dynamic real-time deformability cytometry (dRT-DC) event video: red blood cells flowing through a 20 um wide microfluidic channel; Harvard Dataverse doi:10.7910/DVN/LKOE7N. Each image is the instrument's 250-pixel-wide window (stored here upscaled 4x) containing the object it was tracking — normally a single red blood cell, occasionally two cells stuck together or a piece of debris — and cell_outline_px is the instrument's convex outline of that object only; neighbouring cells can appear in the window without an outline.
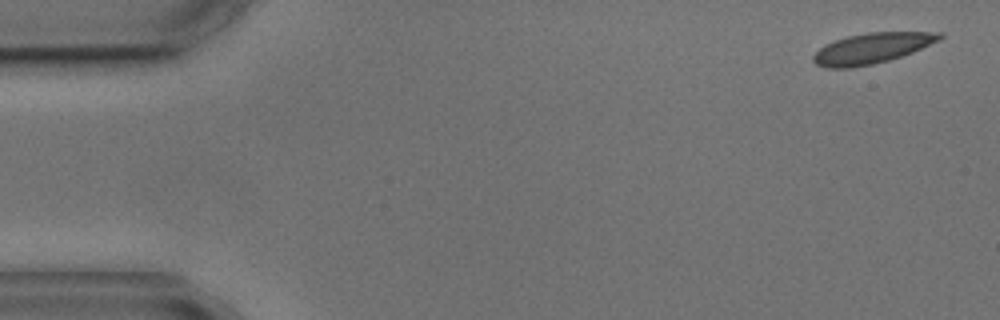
{"species": "common noctule bat (a hibernating species)", "species_latin": "Nyctalus noctula", "temperature_condition": "cold", "stored_images_in_passage": 5, "camera_frame_rate_fps": 3000, "um_per_image_px": 0.085, "animal": {"sex": "male", "body_mass_g": 17.9, "forearm_length_mm": 54.2}, "frame": {"image": 1, "passage_image": 1, "time_ms": 0.0, "image_size_px": [1000, 320], "cell_outline_px": [[944, 36], [940, 40], [912, 52], [888, 60], [872, 64], [852, 68], [828, 68], [816, 64], [812, 60], [812, 56], [824, 44], [848, 36], [868, 32], [944, 32]], "centroid_in_image_um": [74.11, 4.1], "position_along_channel_um": 10.9, "area_um2": 22.37}}
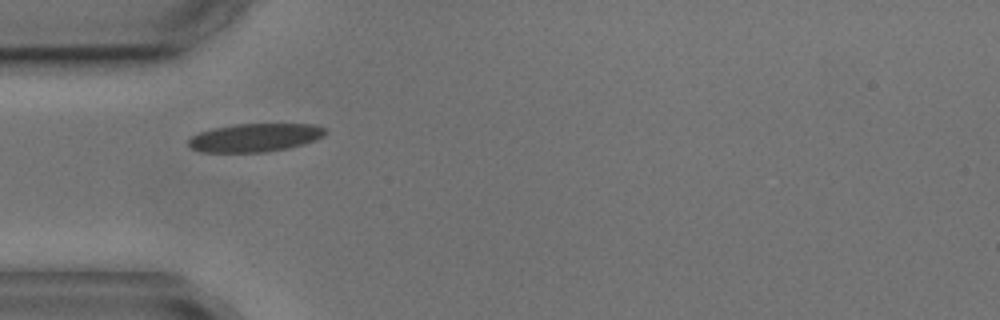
{"frame": {"image": 2, "passage_image": 4, "time_ms": 4.667, "image_size_px": [1000, 320], "cell_outline_px": [[328, 132], [324, 136], [316, 140], [304, 144], [288, 148], [268, 152], [200, 152], [192, 148], [188, 144], [188, 140], [192, 136], [200, 132], [212, 128], [236, 124], [312, 124], [328, 128]], "centroid_in_image_um": [21.72, 11.69], "position_along_channel_um": 63.3, "area_um2": 22.77}}